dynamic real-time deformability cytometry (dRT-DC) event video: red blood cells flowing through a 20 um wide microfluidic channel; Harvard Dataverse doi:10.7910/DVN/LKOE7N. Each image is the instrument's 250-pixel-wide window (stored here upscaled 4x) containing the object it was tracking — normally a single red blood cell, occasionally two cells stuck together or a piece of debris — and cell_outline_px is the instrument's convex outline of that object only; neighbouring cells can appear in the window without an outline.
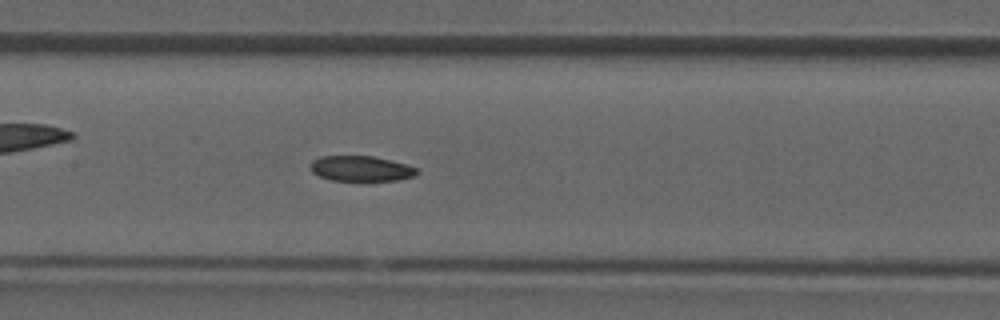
{"species": "common noctule bat (a hibernating species)", "species_latin": "Nyctalus noctula", "temperature_condition": "room temperature", "stored_images_in_passage": 38, "camera_frame_rate_fps": 3000, "um_per_image_px": 0.085, "animal": {"sex": "male", "forearm_length_mm": 52.5}, "frame": {"image": 1, "passage_image": 17, "time_ms": 5.333, "image_size_px": [1000, 320], "cell_outline_px": [[420, 172], [416, 176], [396, 180], [332, 180], [320, 176], [312, 172], [308, 168], [312, 160], [320, 156], [372, 156], [392, 160], [408, 164], [416, 168]], "centroid_in_image_um": [30.69, 14.32], "position_along_channel_um": 176.7, "area_um2": 15.84}}